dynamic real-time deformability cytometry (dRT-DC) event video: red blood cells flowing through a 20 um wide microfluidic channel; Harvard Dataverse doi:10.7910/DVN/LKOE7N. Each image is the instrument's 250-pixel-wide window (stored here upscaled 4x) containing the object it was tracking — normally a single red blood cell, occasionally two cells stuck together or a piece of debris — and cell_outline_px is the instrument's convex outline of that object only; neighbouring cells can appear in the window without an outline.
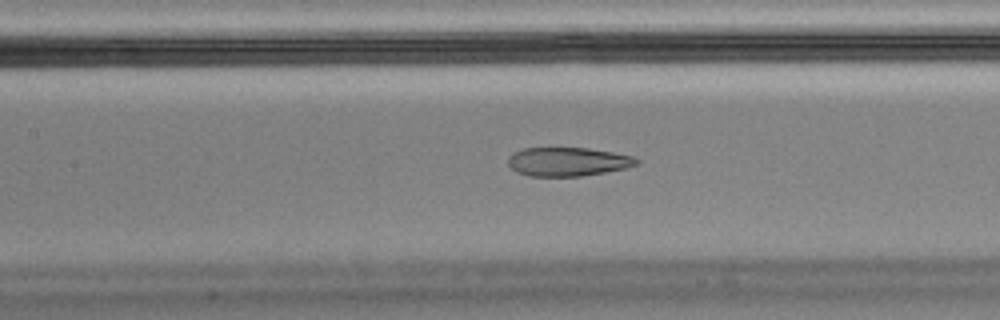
{"species": "Egyptian fruit bat (a non-hibernating species)", "species_latin": "Rousettus aegyptiacus", "temperature_condition": "cold", "stored_images_in_passage": 57, "camera_frame_rate_fps": 3000, "um_per_image_px": 0.085, "animal": {"sex": "male"}, "frame": {"image": 1, "passage_image": 25, "time_ms": 8.0, "image_size_px": [1000, 320], "cell_outline_px": [[640, 160], [636, 164], [624, 168], [604, 172], [580, 176], [528, 176], [516, 172], [508, 164], [508, 156], [512, 152], [524, 148], [588, 148], [612, 152], [632, 156]], "centroid_in_image_um": [48.21, 13.74], "position_along_channel_um": 159.2, "area_um2": 21.44}, "authors_computed_cell_mechanics": {"area_um2": 23.5246, "velocity_mm_per_s": 3.4645, "shape_relaxation_time_tau1_ms": null, "shape_relaxation_time_tau2_ms": 1.6036, "deformation_change_tau1": null, "deformation_change_tau2": 0.0861}}